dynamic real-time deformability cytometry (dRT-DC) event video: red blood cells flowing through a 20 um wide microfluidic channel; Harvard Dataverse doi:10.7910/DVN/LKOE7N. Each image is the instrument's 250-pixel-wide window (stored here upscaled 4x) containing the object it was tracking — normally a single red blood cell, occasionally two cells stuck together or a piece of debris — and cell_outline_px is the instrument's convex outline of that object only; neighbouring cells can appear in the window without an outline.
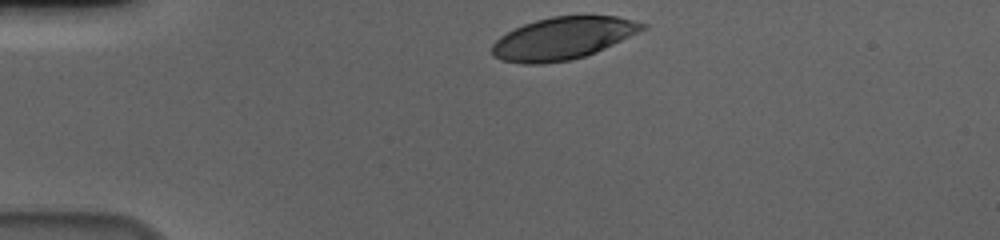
{"species": "human", "species_latin": "Homo sapiens", "temperature_condition": "cold", "stored_images_in_passage": 35, "camera_frame_rate_fps": 3000, "um_per_image_px": 0.085, "donor": {"sex": "male"}, "frame": {"image": 1, "passage_image": 1, "time_ms": 0.0, "image_size_px": [1000, 240], "cell_outline_px": [[648, 28], [596, 52], [572, 60], [540, 64], [524, 64], [504, 60], [492, 56], [492, 44], [500, 36], [524, 24], [536, 20], [552, 16], [616, 16], [648, 24]], "centroid_in_image_um": [47.86, 3.26], "position_along_channel_um": 37.1, "area_um2": 36.93}}
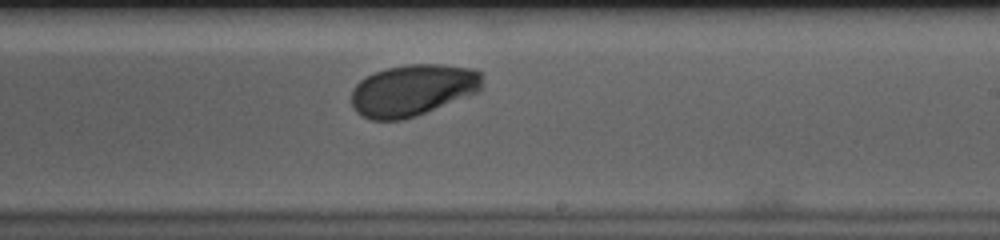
{"frame": {"image": 2, "passage_image": 23, "time_ms": 7.333, "image_size_px": [1000, 240], "cell_outline_px": [[484, 76], [480, 88], [476, 92], [416, 116], [400, 120], [372, 120], [360, 116], [352, 108], [352, 88], [360, 80], [376, 72], [388, 68], [412, 64], [440, 64], [476, 68]], "centroid_in_image_um": [35.07, 7.66], "position_along_channel_um": 253.9, "area_um2": 39.25}}
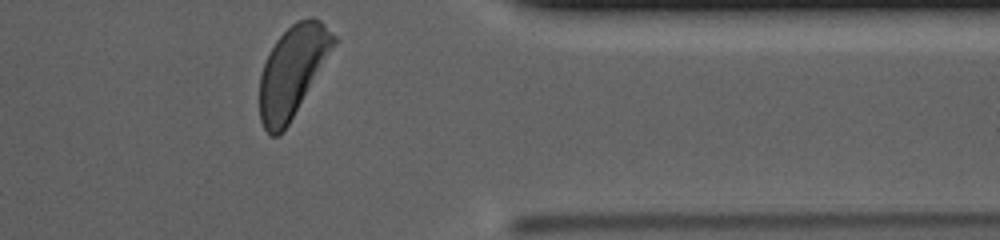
{"frame": {"image": 3, "passage_image": 35, "time_ms": 11.333, "image_size_px": [1000, 240], "cell_outline_px": [[336, 44], [288, 124], [280, 136], [272, 136], [264, 128], [260, 120], [260, 76], [268, 52], [276, 40], [292, 24], [308, 16], [312, 16], [320, 20], [336, 36]], "centroid_in_image_um": [24.85, 6.03], "position_along_channel_um": 386.5, "area_um2": 38.61}, "authors_computed_cell_mechanics": {"area_um2": 39.5352, "velocity_mm_per_s": 3.6022, "shape_relaxation_time_tau1_ms": 3.3364, "shape_relaxation_time_tau2_ms": null, "deformation_change_tau1": 0.1589, "deformation_change_tau2": null}}